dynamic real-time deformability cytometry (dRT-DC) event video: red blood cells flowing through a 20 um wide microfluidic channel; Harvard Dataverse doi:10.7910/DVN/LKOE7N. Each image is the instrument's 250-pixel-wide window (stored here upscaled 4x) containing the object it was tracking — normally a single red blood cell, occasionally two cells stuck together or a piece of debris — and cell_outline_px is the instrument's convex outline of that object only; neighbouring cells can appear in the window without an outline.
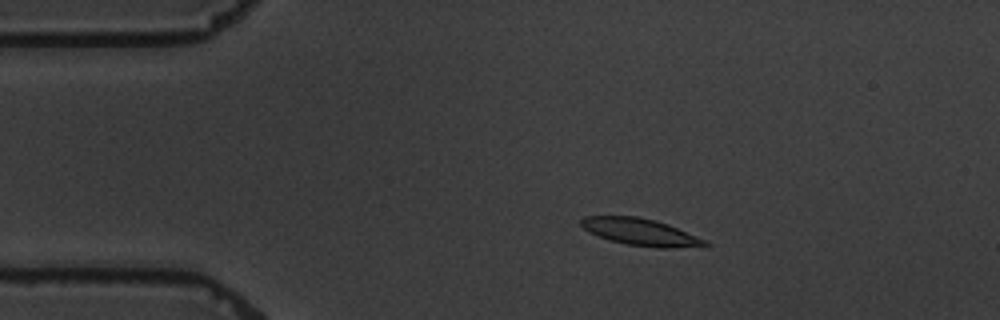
{"species": "common noctule bat (a hibernating species)", "species_latin": "Nyctalus noctula", "temperature_condition": "warm", "stored_images_in_passage": 5, "camera_frame_rate_fps": 3000, "um_per_image_px": 0.085, "animal": {"sex": "male", "body_mass_g": 19.5, "forearm_length_mm": 54.6}, "frame": {"image": 1, "passage_image": 4, "time_ms": 3.333, "image_size_px": [1000, 320], "cell_outline_px": [[712, 244], [672, 248], [656, 248], [628, 244], [612, 240], [588, 232], [580, 224], [580, 220], [584, 216], [636, 216], [656, 220], [668, 224], [708, 240]], "centroid_in_image_um": [54.46, 19.71], "position_along_channel_um": 30.5, "area_um2": 19.36}}